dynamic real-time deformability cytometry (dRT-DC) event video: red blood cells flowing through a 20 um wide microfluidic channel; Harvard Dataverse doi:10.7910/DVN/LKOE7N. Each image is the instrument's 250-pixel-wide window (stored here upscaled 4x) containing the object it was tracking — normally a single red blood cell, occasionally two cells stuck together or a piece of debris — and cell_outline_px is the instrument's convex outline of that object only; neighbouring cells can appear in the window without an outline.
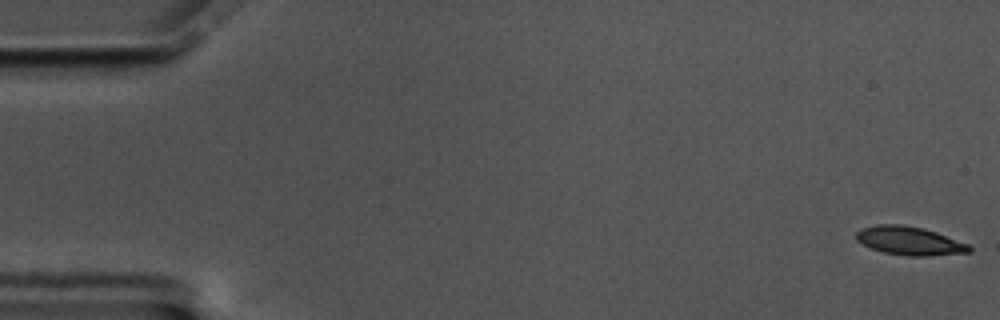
{"species": "common noctule bat (a hibernating species)", "species_latin": "Nyctalus noctula", "temperature_condition": "cold", "stored_images_in_passage": 58, "camera_frame_rate_fps": 3000, "um_per_image_px": 0.085, "animal": {"sex": "male", "body_mass_g": 17.5, "forearm_length_mm": 52.3}, "frame": {"image": 1, "passage_image": 1, "time_ms": 0.0, "image_size_px": [1000, 320], "cell_outline_px": [[972, 252], [928, 256], [908, 256], [884, 252], [872, 248], [856, 240], [856, 232], [860, 228], [876, 224], [904, 224], [924, 228], [936, 232], [968, 244], [972, 248]], "centroid_in_image_um": [77.31, 20.46], "position_along_channel_um": 7.7, "area_um2": 18.84}}
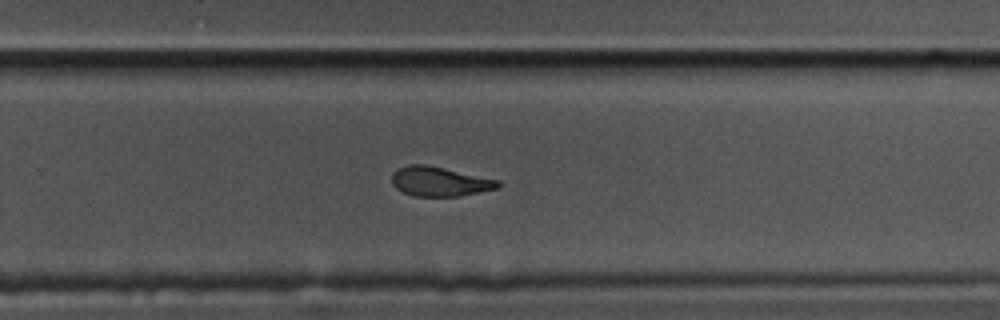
{"frame": {"image": 2, "passage_image": 38, "time_ms": 12.333, "image_size_px": [1000, 320], "cell_outline_px": [[500, 184], [496, 188], [460, 196], [416, 196], [404, 192], [396, 188], [392, 184], [392, 172], [396, 168], [408, 164], [424, 164], [444, 168], [500, 180]], "centroid_in_image_um": [37.32, 15.41], "position_along_channel_um": 292.5, "area_um2": 18.15}}
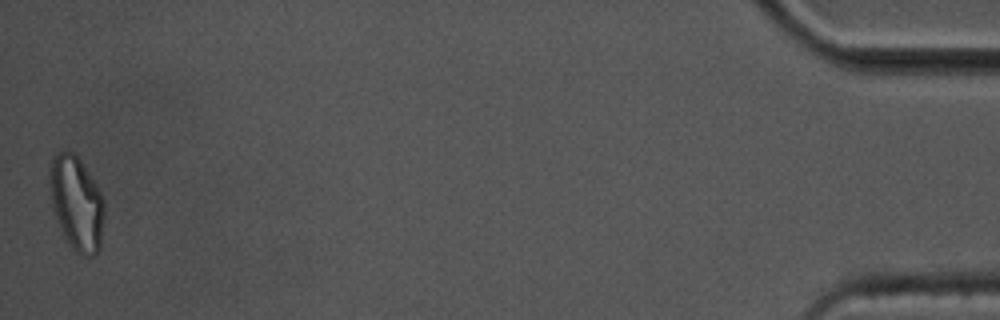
{"frame": {"image": 3, "passage_image": 58, "time_ms": 19.0, "image_size_px": [1000, 320], "cell_outline_px": [[104, 220], [100, 248], [96, 256], [80, 256], [72, 248], [64, 236], [52, 212], [48, 180], [48, 164], [52, 156], [56, 152], [76, 152], [100, 192], [104, 200]], "centroid_in_image_um": [6.47, 17.27], "position_along_channel_um": 428.7, "area_um2": 30.75}, "authors_computed_cell_mechanics": {"area_um2": 19.5942, "velocity_mm_per_s": 3.4488, "shape_relaxation_time_tau1_ms": 7.6884, "shape_relaxation_time_tau2_ms": 3.36, "deformation_change_tau1": 0.1979, "deformation_change_tau2": 0.1073}}